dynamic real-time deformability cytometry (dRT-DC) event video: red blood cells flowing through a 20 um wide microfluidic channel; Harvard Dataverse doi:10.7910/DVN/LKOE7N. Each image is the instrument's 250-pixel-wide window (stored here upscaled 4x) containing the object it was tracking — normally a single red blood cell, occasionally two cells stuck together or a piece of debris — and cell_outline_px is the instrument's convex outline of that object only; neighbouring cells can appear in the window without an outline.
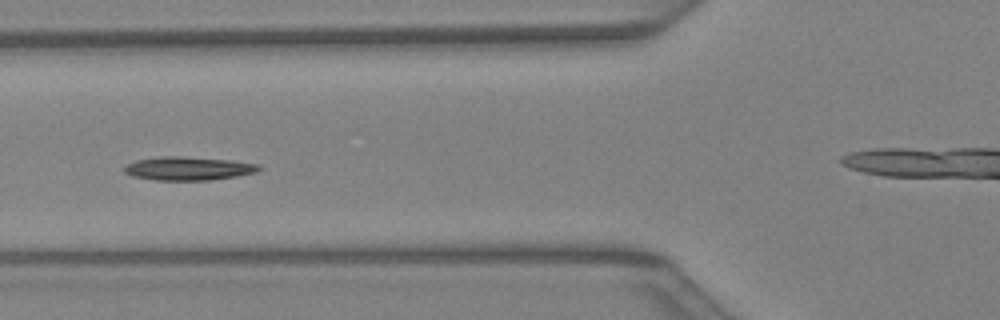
{"species": "Egyptian fruit bat (a non-hibernating species)", "species_latin": "Rousettus aegyptiacus", "temperature_condition": "warm", "stored_images_in_passage": 31, "camera_frame_rate_fps": 3000, "um_per_image_px": 0.085, "animal": {"sex": "female"}, "frame": {"image": 1, "passage_image": 5, "time_ms": 1.333, "image_size_px": [1000, 320], "cell_outline_px": [[264, 168], [256, 172], [236, 176], [208, 180], [156, 180], [132, 176], [124, 172], [124, 168], [128, 164], [136, 160], [160, 156], [184, 156], [228, 160], [256, 164]], "centroid_in_image_um": [15.99, 14.32], "position_along_channel_um": 109.8, "area_um2": 18.32}}
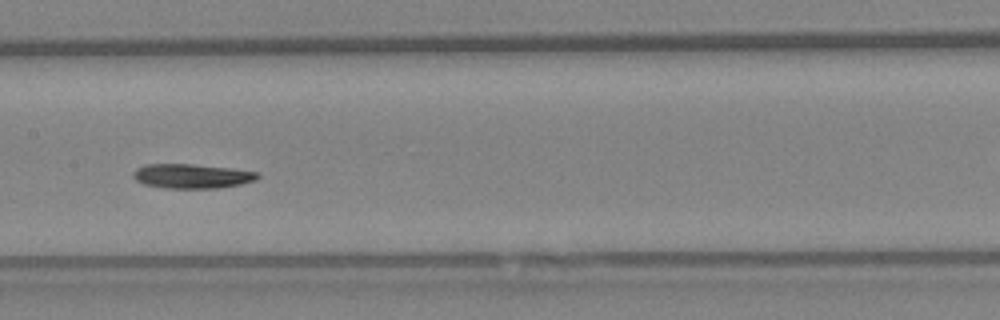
{"frame": {"image": 2, "passage_image": 10, "time_ms": 3.0, "image_size_px": [1000, 320], "cell_outline_px": [[260, 176], [256, 180], [240, 184], [220, 188], [164, 188], [144, 184], [136, 180], [132, 176], [132, 172], [136, 168], [144, 164], [192, 164], [228, 168], [256, 172]], "centroid_in_image_um": [16.26, 14.97], "position_along_channel_um": 191.1, "area_um2": 17.69}}